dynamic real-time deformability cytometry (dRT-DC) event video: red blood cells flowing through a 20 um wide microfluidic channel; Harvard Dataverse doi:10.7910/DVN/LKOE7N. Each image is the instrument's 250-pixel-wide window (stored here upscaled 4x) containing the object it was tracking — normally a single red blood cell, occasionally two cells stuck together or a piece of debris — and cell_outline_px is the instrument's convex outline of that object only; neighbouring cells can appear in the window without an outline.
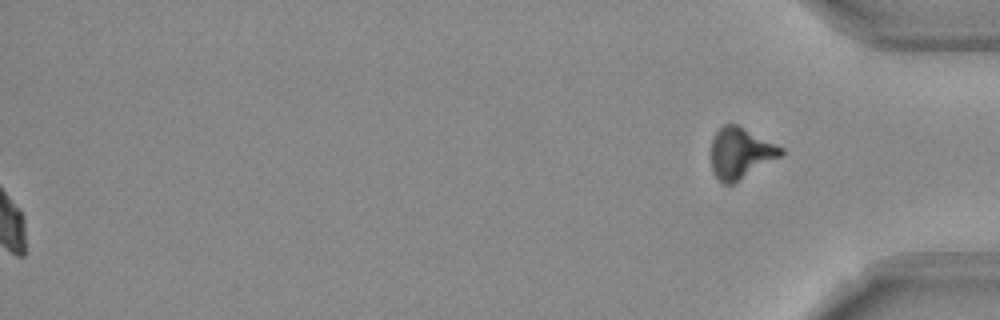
{"species": "Egyptian fruit bat (a non-hibernating species)", "species_latin": "Rousettus aegyptiacus", "temperature_condition": "room temperature", "stored_images_in_passage": 45, "segment_of_instrument_passage": [2, 2], "camera_frame_rate_fps": 3000, "um_per_image_px": 0.085, "frame": {"image": 1, "passage_image": 45, "time_ms": 14.667, "image_size_px": [1000, 320], "cell_outline_px": [[784, 152], [780, 156], [732, 184], [724, 184], [716, 176], [712, 168], [712, 140], [716, 132], [724, 124], [736, 124], [784, 148]], "centroid_in_image_um": [62.93, 13.0], "position_along_channel_um": 372.3, "area_um2": 20.17}}